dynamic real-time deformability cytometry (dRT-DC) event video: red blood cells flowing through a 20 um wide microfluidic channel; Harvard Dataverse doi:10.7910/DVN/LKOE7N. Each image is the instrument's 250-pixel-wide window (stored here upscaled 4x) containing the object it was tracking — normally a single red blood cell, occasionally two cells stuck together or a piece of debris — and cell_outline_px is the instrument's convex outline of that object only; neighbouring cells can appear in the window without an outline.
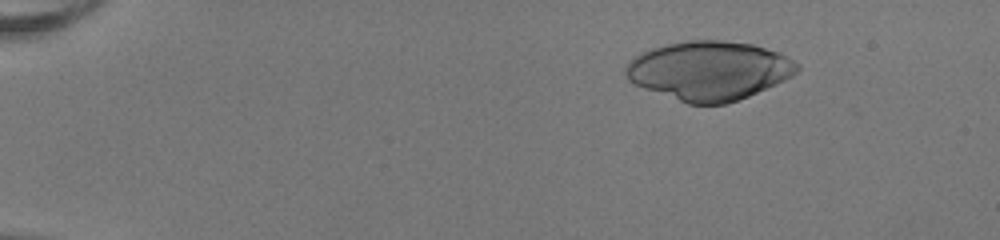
{"species": "human", "species_latin": "Homo sapiens", "temperature_condition": "room temperature", "stored_images_in_passage": 52, "camera_frame_rate_fps": 3000, "um_per_image_px": 0.085, "donor": {"sex": "female"}, "frame": {"image": 1, "passage_image": 8, "time_ms": 2.333, "image_size_px": [1000, 240], "cell_outline_px": [[800, 68], [792, 76], [776, 84], [748, 96], [724, 104], [688, 104], [644, 88], [628, 80], [624, 76], [624, 68], [628, 60], [640, 52], [664, 44], [688, 40], [724, 40], [752, 44], [780, 52], [800, 64]], "centroid_in_image_um": [60.25, 5.98], "position_along_channel_um": 24.7, "area_um2": 59.19}}